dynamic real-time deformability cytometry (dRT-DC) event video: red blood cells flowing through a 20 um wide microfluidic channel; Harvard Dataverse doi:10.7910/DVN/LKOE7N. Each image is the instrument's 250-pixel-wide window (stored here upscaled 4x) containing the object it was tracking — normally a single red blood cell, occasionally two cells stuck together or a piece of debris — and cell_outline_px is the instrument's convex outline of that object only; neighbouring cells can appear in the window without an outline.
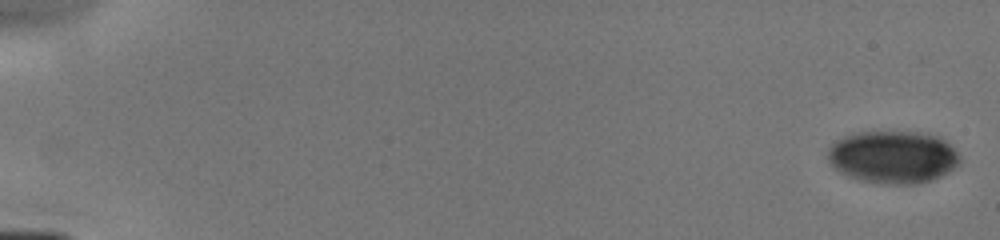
{"species": "human", "species_latin": "Homo sapiens", "temperature_condition": "cold", "stored_images_in_passage": 7, "camera_frame_rate_fps": 3000, "um_per_image_px": 0.085, "donor": {"sex": "male"}, "frame": {"image": 1, "passage_image": 1, "time_ms": 0.0, "image_size_px": [1000, 240], "cell_outline_px": [[960, 164], [948, 172], [932, 180], [916, 184], [880, 184], [860, 180], [848, 176], [840, 172], [828, 160], [828, 148], [836, 140], [844, 136], [860, 132], [916, 132], [936, 136], [944, 140], [960, 156]], "centroid_in_image_um": [75.89, 13.36], "position_along_channel_um": 9.1, "area_um2": 40.34}}
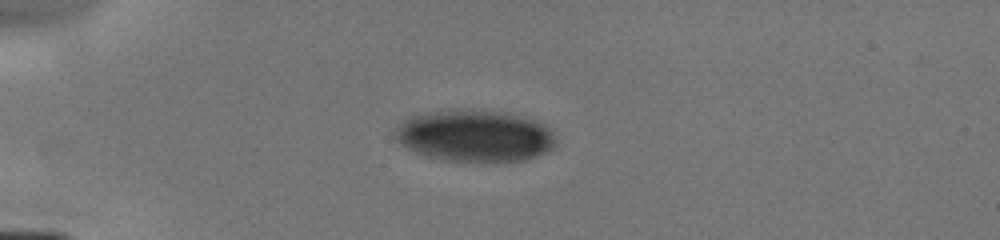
{"frame": {"image": 2, "passage_image": 6, "time_ms": 4.333, "image_size_px": [1000, 240], "cell_outline_px": [[556, 144], [548, 152], [524, 160], [444, 160], [428, 156], [416, 152], [400, 144], [396, 140], [392, 132], [392, 128], [396, 124], [412, 116], [428, 112], [448, 108], [452, 108], [512, 112], [540, 120], [552, 132], [556, 140]], "centroid_in_image_um": [40.35, 11.49], "position_along_channel_um": 44.7, "area_um2": 49.13}}